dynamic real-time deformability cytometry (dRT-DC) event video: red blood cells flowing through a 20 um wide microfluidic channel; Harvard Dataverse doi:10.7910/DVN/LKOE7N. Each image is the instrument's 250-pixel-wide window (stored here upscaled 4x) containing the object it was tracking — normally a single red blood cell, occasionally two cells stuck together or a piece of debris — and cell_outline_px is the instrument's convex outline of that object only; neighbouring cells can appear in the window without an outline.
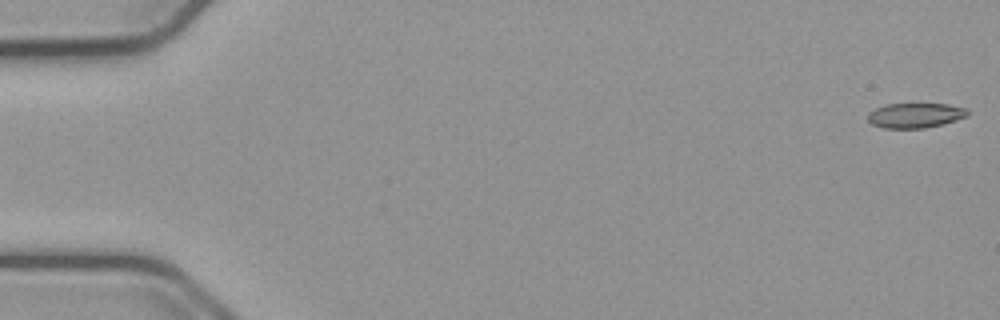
{"species": "common noctule bat (a hibernating species)", "species_latin": "Nyctalus noctula", "temperature_condition": "cold", "stored_images_in_passage": 55, "camera_frame_rate_fps": 3000, "um_per_image_px": 0.085, "animal": {"sex": "male", "body_mass_g": 23.1, "forearm_length_mm": 52.7}, "frame": {"image": 1, "passage_image": 1, "time_ms": 0.0, "image_size_px": [1000, 320], "cell_outline_px": [[968, 116], [956, 120], [924, 128], [884, 128], [872, 124], [868, 120], [868, 112], [876, 108], [888, 104], [948, 104], [968, 108]], "centroid_in_image_um": [77.81, 9.8], "position_along_channel_um": 7.2, "area_um2": 14.39}}
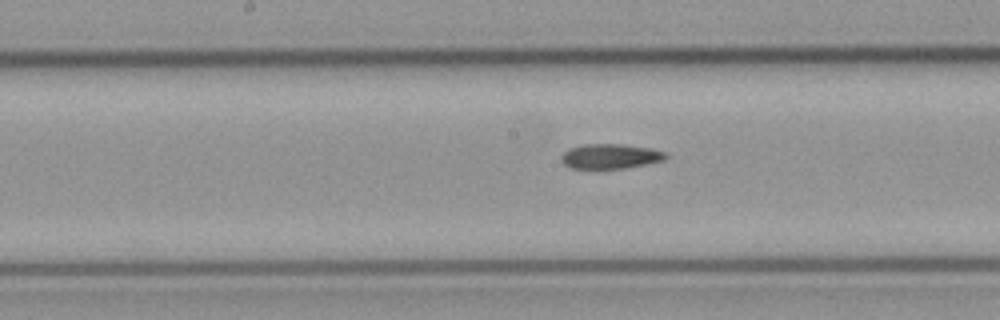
{"frame": {"image": 2, "passage_image": 28, "time_ms": 9.0, "image_size_px": [1000, 320], "cell_outline_px": [[668, 156], [664, 160], [624, 168], [572, 168], [564, 164], [560, 160], [560, 156], [568, 148], [584, 144], [620, 144], [652, 148], [668, 152]], "centroid_in_image_um": [51.88, 13.27], "position_along_channel_um": 196.3, "area_um2": 15.14}}
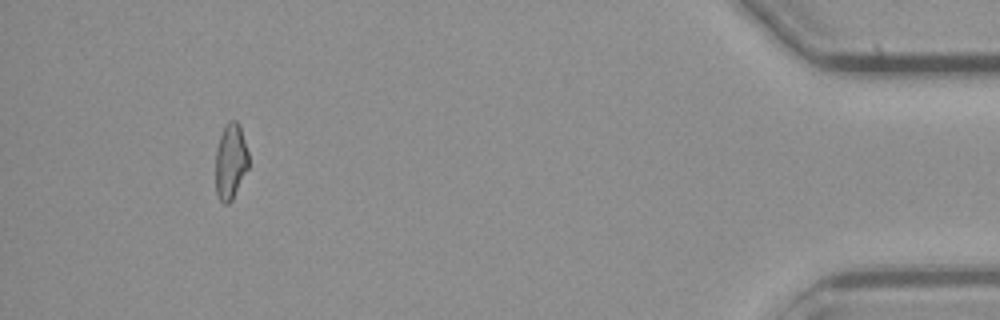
{"frame": {"image": 3, "passage_image": 51, "time_ms": 16.667, "image_size_px": [1000, 320], "cell_outline_px": [[248, 168], [232, 200], [228, 204], [224, 204], [220, 200], [216, 192], [216, 148], [224, 124], [228, 120], [236, 120], [240, 124], [248, 152]], "centroid_in_image_um": [19.6, 13.68], "position_along_channel_um": 415.6, "area_um2": 14.68}, "authors_computed_cell_mechanics": {"area_um2": 15.317, "velocity_mm_per_s": 3.7809, "shape_relaxation_time_tau1_ms": null, "shape_relaxation_time_tau2_ms": 10.2455, "deformation_change_tau1": null, "deformation_change_tau2": 0.1895}}